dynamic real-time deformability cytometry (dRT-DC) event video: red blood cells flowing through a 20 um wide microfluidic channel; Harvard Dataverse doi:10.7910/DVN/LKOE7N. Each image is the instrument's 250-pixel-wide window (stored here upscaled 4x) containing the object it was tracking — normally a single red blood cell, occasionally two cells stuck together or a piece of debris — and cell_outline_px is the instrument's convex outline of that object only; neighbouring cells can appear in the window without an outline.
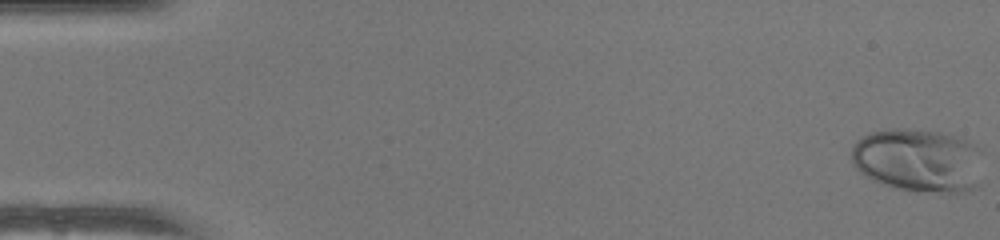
{"species": "human", "species_latin": "Homo sapiens", "temperature_condition": "warm", "stored_images_in_passage": 51, "camera_frame_rate_fps": 3000, "um_per_image_px": 0.085, "donor": {"sex": "female"}, "frame": {"image": 1, "passage_image": 1, "time_ms": 0.0, "image_size_px": [1000, 240], "cell_outline_px": [[984, 148], [980, 188], [960, 192], [916, 192], [896, 188], [872, 180], [864, 176], [852, 164], [852, 148], [856, 140], [860, 136], [872, 132], [892, 128], [900, 128], [940, 132], [964, 140]], "centroid_in_image_um": [78.11, 13.64], "position_along_channel_um": 6.9, "area_um2": 49.82}}
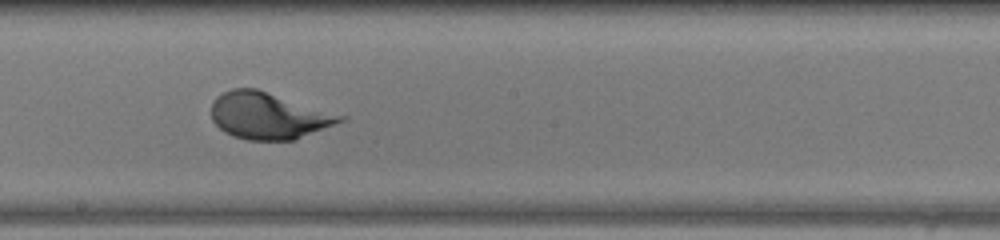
{"frame": {"image": 2, "passage_image": 29, "time_ms": 9.333, "image_size_px": [1000, 240], "cell_outline_px": [[348, 116], [344, 120], [296, 140], [248, 140], [232, 136], [224, 132], [212, 120], [212, 100], [216, 96], [232, 88], [256, 88]], "centroid_in_image_um": [22.82, 9.83], "position_along_channel_um": 225.4, "area_um2": 35.14}}
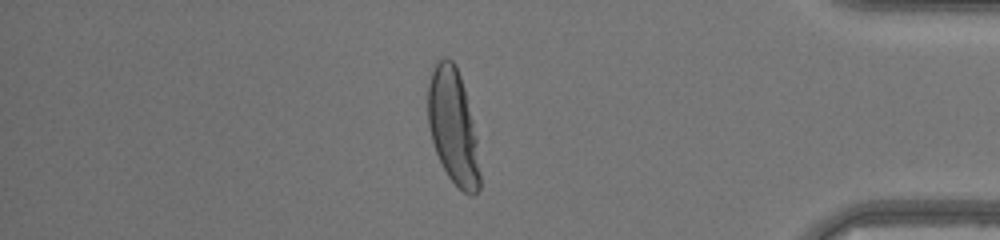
{"frame": {"image": 3, "passage_image": 44, "time_ms": 14.333, "image_size_px": [1000, 240], "cell_outline_px": [[480, 188], [472, 196], [464, 192], [448, 176], [436, 152], [432, 140], [428, 124], [428, 84], [432, 68], [436, 60], [444, 56], [448, 56], [456, 64], [464, 88], [472, 120], [476, 140], [480, 172]], "centroid_in_image_um": [38.5, 10.71], "position_along_channel_um": 396.7, "area_um2": 34.68}}